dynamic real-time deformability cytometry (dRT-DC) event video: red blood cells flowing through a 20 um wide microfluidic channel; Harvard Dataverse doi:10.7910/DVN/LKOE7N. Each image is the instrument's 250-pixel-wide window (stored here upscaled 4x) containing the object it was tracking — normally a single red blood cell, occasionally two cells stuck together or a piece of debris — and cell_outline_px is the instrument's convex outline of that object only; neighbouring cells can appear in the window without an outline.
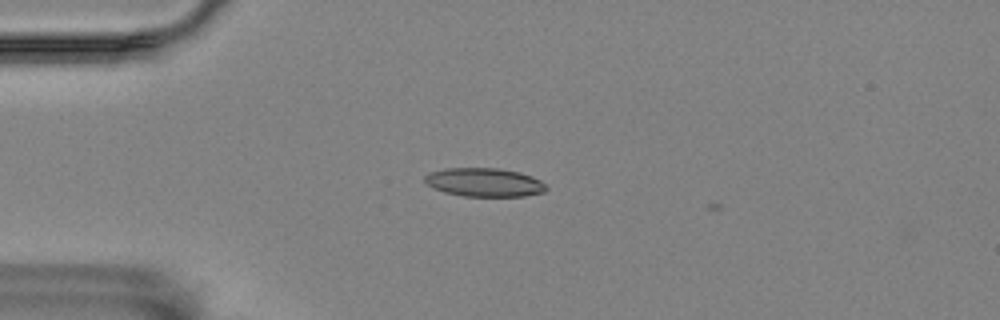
{"species": "Egyptian fruit bat (a non-hibernating species)", "species_latin": "Rousettus aegyptiacus", "temperature_condition": "room temperature", "stored_images_in_passage": 2, "camera_frame_rate_fps": 3000, "um_per_image_px": 0.085, "animal": {"sex": "female"}, "frame": {"image": 1, "passage_image": 1, "time_ms": 0.0, "image_size_px": [1000, 320], "cell_outline_px": [[548, 188], [544, 192], [524, 196], [464, 196], [444, 192], [428, 184], [424, 180], [424, 176], [428, 172], [444, 168], [496, 168], [520, 172], [532, 176], [540, 180]], "centroid_in_image_um": [41.17, 15.49], "position_along_channel_um": 43.8, "area_um2": 20.23}}